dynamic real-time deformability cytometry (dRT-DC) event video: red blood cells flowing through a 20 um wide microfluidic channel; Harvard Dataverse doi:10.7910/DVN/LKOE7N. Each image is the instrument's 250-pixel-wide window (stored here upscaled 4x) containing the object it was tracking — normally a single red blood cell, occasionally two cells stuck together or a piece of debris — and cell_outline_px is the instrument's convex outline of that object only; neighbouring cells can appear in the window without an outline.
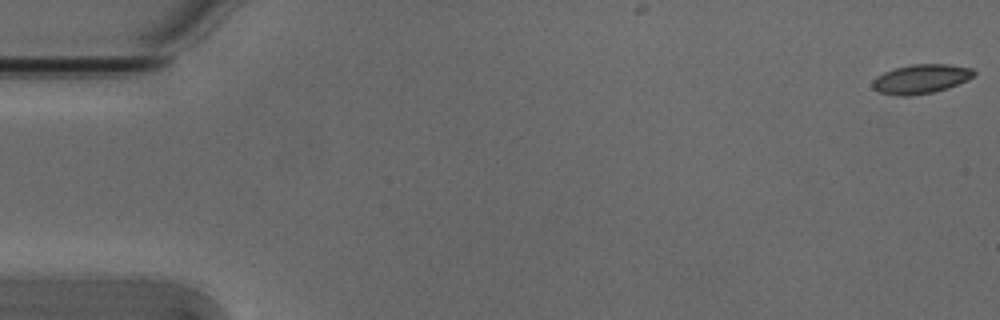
{"species": "Egyptian fruit bat (a non-hibernating species)", "species_latin": "Rousettus aegyptiacus", "temperature_condition": "cold", "stored_images_in_passage": 3, "camera_frame_rate_fps": 3000, "um_per_image_px": 0.085, "animal": {"sex": "male"}, "frame": {"image": 1, "passage_image": 1, "time_ms": 0.0, "image_size_px": [1000, 320], "cell_outline_px": [[976, 72], [968, 80], [948, 88], [932, 92], [908, 96], [896, 96], [880, 92], [872, 88], [872, 80], [876, 76], [884, 72], [896, 68], [912, 64], [948, 64], [972, 68]], "centroid_in_image_um": [78.26, 6.71], "position_along_channel_um": 6.7, "area_um2": 17.28}}